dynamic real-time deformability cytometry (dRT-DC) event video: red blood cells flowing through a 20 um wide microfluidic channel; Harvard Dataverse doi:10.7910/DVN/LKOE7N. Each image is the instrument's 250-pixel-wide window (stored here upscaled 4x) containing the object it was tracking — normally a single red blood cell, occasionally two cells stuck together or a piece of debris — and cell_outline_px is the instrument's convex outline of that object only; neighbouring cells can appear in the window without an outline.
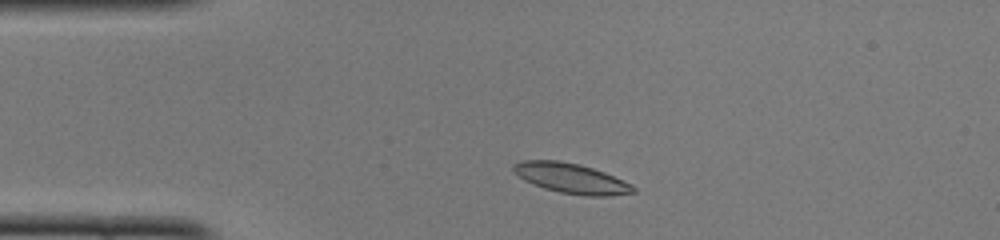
{"species": "common noctule bat (a hibernating species)", "species_latin": "Nyctalus noctula", "temperature_condition": "cold", "stored_images_in_passage": 39, "camera_frame_rate_fps": 3000, "um_per_image_px": 0.085, "animal": {"sex": "female", "body_mass_g": 22.0, "forearm_length_mm": 56.7}, "frame": {"image": 1, "passage_image": 1, "time_ms": 0.0, "image_size_px": [1000, 240], "cell_outline_px": [[636, 192], [608, 196], [584, 196], [560, 192], [544, 188], [524, 180], [512, 168], [512, 164], [524, 160], [560, 160], [580, 164], [604, 172], [632, 184], [636, 188]], "centroid_in_image_um": [48.58, 15.15], "position_along_channel_um": 36.4, "area_um2": 20.92}}
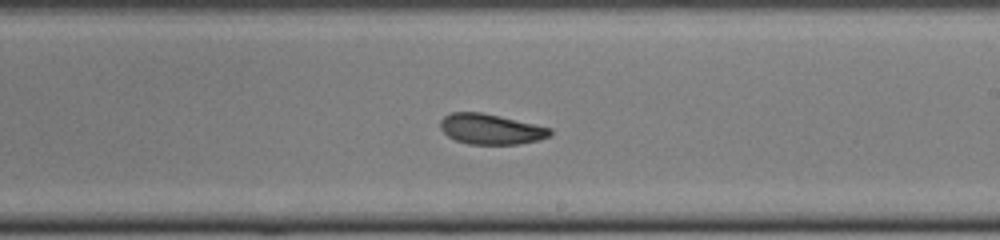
{"frame": {"image": 2, "passage_image": 19, "time_ms": 6.0, "image_size_px": [1000, 240], "cell_outline_px": [[552, 132], [548, 136], [540, 140], [520, 144], [468, 144], [456, 140], [448, 136], [440, 128], [440, 120], [444, 116], [452, 112], [480, 112], [500, 116], [552, 128]], "centroid_in_image_um": [41.72, 10.97], "position_along_channel_um": 247.3, "area_um2": 19.42}}
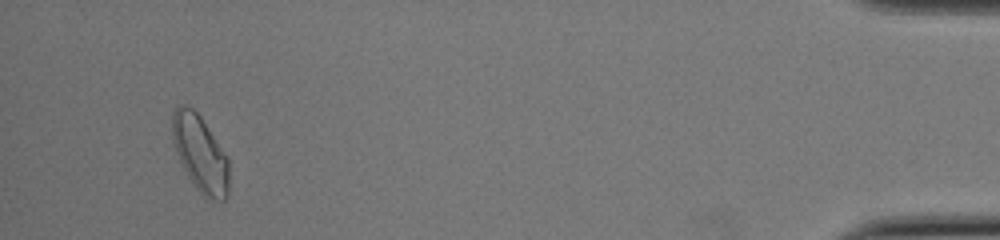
{"frame": {"image": 3, "passage_image": 37, "time_ms": 12.0, "image_size_px": [1000, 240], "cell_outline_px": [[228, 196], [224, 200], [208, 200], [196, 188], [188, 176], [176, 152], [172, 140], [172, 112], [176, 104], [184, 104], [192, 108], [200, 116], [228, 160]], "centroid_in_image_um": [16.98, 13.05], "position_along_channel_um": 418.2, "area_um2": 24.97}, "authors_computed_cell_mechanics": {"area_um2": 20.519, "velocity_mm_per_s": 4.0625, "shape_relaxation_time_tau1_ms": 4.407, "shape_relaxation_time_tau2_ms": null, "deformation_change_tau1": 0.1175, "deformation_change_tau2": null}}